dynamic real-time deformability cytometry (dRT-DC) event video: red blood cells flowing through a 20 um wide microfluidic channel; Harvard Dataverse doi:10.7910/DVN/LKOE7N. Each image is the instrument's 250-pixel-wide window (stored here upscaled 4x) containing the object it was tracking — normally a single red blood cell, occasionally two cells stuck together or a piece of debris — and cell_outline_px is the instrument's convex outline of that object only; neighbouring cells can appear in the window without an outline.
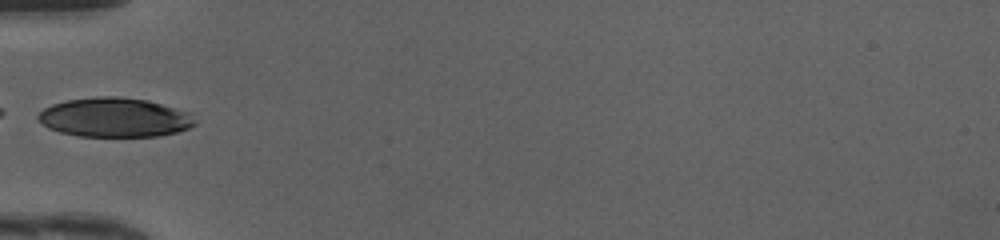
{"species": "human", "species_latin": "Homo sapiens", "temperature_condition": "cold", "stored_images_in_passage": 31, "camera_frame_rate_fps": 3000, "um_per_image_px": 0.085, "donor": {"sex": "female"}, "frame": {"image": 1, "passage_image": 1, "time_ms": 0.0, "image_size_px": [1000, 240], "cell_outline_px": [[196, 124], [188, 128], [176, 132], [160, 136], [80, 136], [60, 132], [48, 128], [36, 116], [44, 108], [52, 104], [68, 100], [96, 96], [120, 96], [148, 100], [192, 112], [196, 120]], "centroid_in_image_um": [9.79, 9.97], "position_along_channel_um": 75.2, "area_um2": 36.13}}
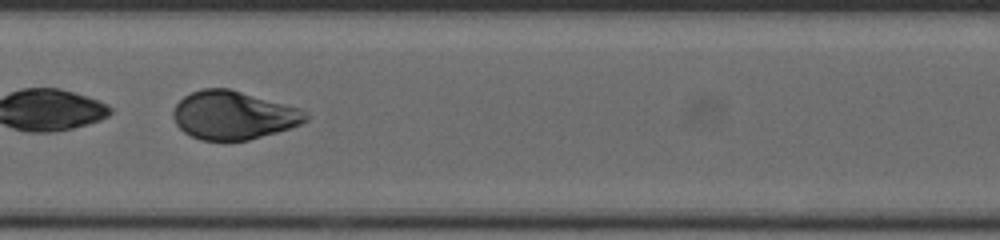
{"frame": {"image": 2, "passage_image": 9, "time_ms": 2.667, "image_size_px": [1000, 240], "cell_outline_px": [[308, 120], [300, 124], [276, 132], [248, 140], [200, 140], [184, 132], [176, 124], [172, 116], [172, 112], [176, 104], [184, 96], [192, 92], [204, 88], [228, 88], [300, 108], [308, 112]], "centroid_in_image_um": [19.83, 9.79], "position_along_channel_um": 187.6, "area_um2": 37.17}}
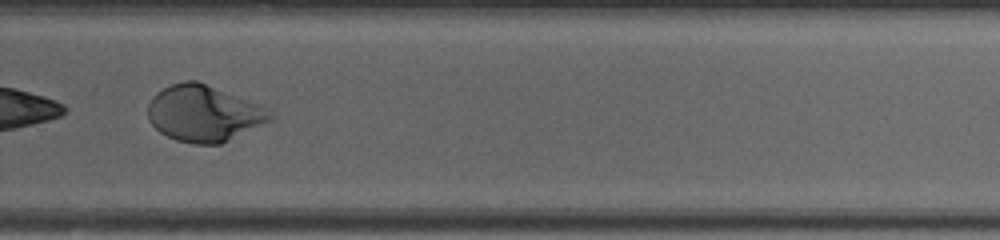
{"frame": {"image": 3, "passage_image": 18, "time_ms": 5.667, "image_size_px": [1000, 240], "cell_outline_px": [[276, 116], [272, 120], [220, 144], [192, 144], [176, 140], [160, 132], [148, 120], [148, 104], [152, 96], [156, 92], [172, 84], [184, 80], [196, 80], [260, 104], [268, 108]], "centroid_in_image_um": [17.33, 9.63], "position_along_channel_um": 312.5, "area_um2": 40.23}, "authors_computed_cell_mechanics": {"area_um2": 39.6508, "velocity_mm_per_s": 4.183, "shape_relaxation_time_tau1_ms": 4.1096, "shape_relaxation_time_tau2_ms": null, "deformation_change_tau1": 0.1929, "deformation_change_tau2": null}}